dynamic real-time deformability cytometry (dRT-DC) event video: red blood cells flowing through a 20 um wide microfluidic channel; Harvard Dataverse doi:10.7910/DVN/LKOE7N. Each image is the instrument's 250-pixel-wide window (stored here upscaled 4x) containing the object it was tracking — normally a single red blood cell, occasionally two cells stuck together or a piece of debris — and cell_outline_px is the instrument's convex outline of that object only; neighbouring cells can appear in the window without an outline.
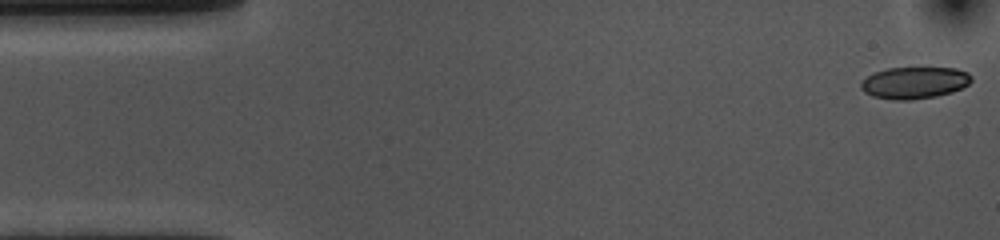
{"species": "common noctule bat (a hibernating species)", "species_latin": "Nyctalus noctula", "temperature_condition": "cold", "stored_images_in_passage": 54, "camera_frame_rate_fps": 3000, "um_per_image_px": 0.085, "animal": {"sex": "female", "body_mass_g": 10.0, "forearm_length_mm": 53.1}, "frame": {"image": 1, "passage_image": 1, "time_ms": 0.0, "image_size_px": [1000, 240], "cell_outline_px": [[972, 80], [968, 84], [952, 92], [936, 96], [912, 100], [892, 100], [872, 96], [864, 92], [860, 88], [860, 80], [876, 72], [888, 68], [956, 68], [968, 72], [972, 76]], "centroid_in_image_um": [77.71, 7.04], "position_along_channel_um": 7.3, "area_um2": 20.58}}
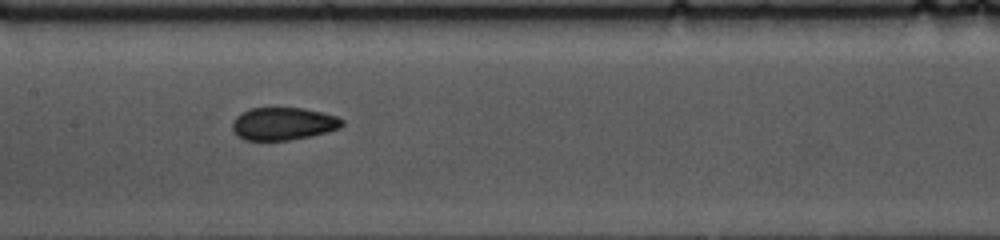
{"frame": {"image": 2, "passage_image": 25, "time_ms": 8.0, "image_size_px": [1000, 240], "cell_outline_px": [[344, 124], [340, 128], [328, 132], [312, 136], [288, 140], [244, 140], [232, 128], [232, 124], [236, 116], [240, 112], [248, 108], [304, 108], [336, 116], [344, 120]], "centroid_in_image_um": [24.09, 10.51], "position_along_channel_um": 183.3, "area_um2": 20.92}}
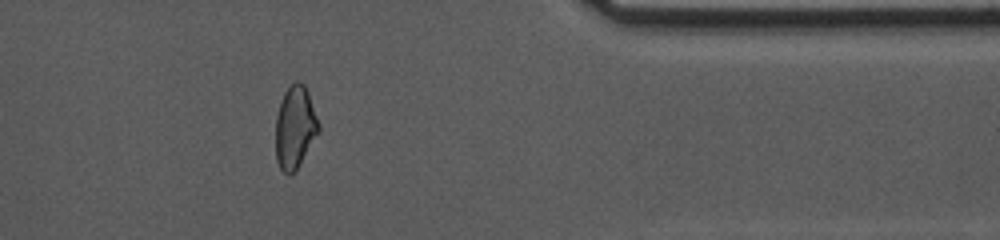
{"frame": {"image": 3, "passage_image": 44, "time_ms": 14.333, "image_size_px": [1000, 240], "cell_outline_px": [[320, 132], [300, 164], [288, 176], [280, 168], [276, 160], [276, 116], [280, 100], [284, 92], [296, 80], [300, 80], [304, 84], [308, 92], [320, 124]], "centroid_in_image_um": [25.09, 10.8], "position_along_channel_um": 386.3, "area_um2": 20.87}, "authors_computed_cell_mechanics": {"area_um2": 21.5594, "velocity_mm_per_s": 3.5788, "shape_relaxation_time_tau1_ms": 5.31, "shape_relaxation_time_tau2_ms": 2.032, "deformation_change_tau1": 0.1313, "deformation_change_tau2": 0.0624}}